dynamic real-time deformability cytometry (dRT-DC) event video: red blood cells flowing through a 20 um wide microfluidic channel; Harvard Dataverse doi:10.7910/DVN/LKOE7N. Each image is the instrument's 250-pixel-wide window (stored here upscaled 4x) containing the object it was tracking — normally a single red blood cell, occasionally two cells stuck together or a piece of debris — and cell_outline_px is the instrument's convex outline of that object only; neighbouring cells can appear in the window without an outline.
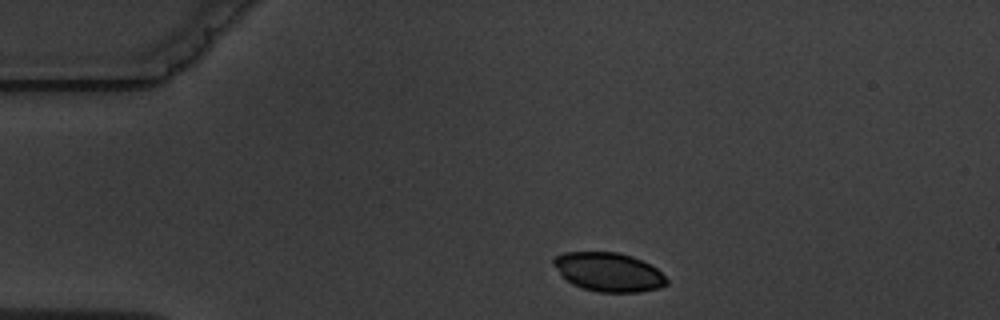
{"species": "common noctule bat (a hibernating species)", "species_latin": "Nyctalus noctula", "temperature_condition": "warm", "stored_images_in_passage": 2, "camera_frame_rate_fps": 3000, "um_per_image_px": 0.085, "animal": {"sex": "male", "body_mass_g": 19.5, "forearm_length_mm": 54.6}, "frame": {"image": 1, "passage_image": 1, "time_ms": 0.0, "image_size_px": [1000, 320], "cell_outline_px": [[668, 284], [660, 288], [640, 292], [600, 292], [584, 288], [572, 284], [552, 264], [552, 256], [564, 252], [616, 252], [632, 256], [656, 268], [668, 280]], "centroid_in_image_um": [51.72, 23.12], "position_along_channel_um": 33.3, "area_um2": 25.49}}